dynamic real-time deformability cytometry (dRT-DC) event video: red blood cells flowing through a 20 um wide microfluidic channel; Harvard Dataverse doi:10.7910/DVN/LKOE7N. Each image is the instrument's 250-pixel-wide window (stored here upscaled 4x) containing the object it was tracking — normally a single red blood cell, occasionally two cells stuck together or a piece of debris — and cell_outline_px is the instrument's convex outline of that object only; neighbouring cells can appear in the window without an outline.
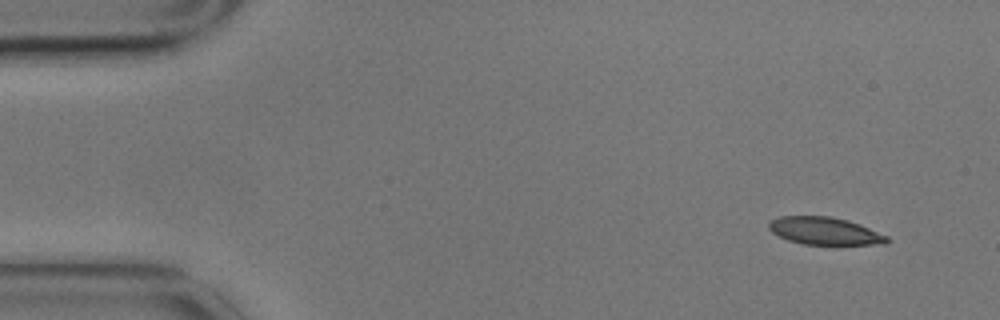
{"species": "common noctule bat (a hibernating species)", "species_latin": "Nyctalus noctula", "temperature_condition": "cold", "stored_images_in_passage": 4, "camera_frame_rate_fps": 3000, "um_per_image_px": 0.085, "animal": {"sex": "male", "body_mass_g": 17.9}, "frame": {"image": 1, "passage_image": 1, "time_ms": 0.0, "image_size_px": [1000, 320], "cell_outline_px": [[892, 240], [888, 244], [804, 244], [788, 240], [772, 232], [768, 228], [768, 220], [780, 216], [832, 216], [848, 220], [860, 224], [888, 236]], "centroid_in_image_um": [70.12, 19.62], "position_along_channel_um": 14.9, "area_um2": 19.07}}
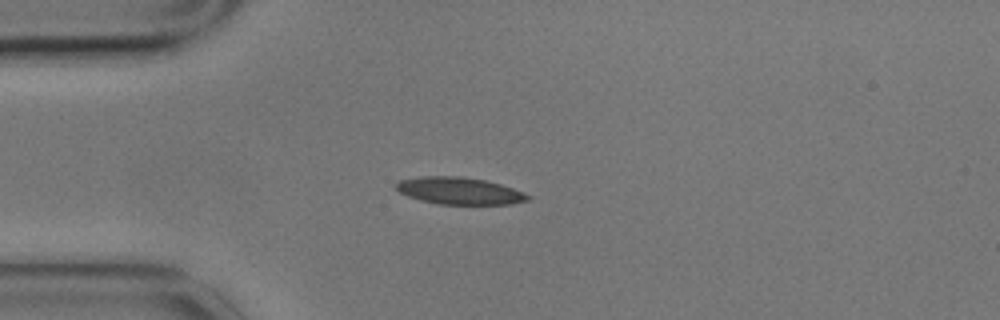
{"frame": {"image": 2, "passage_image": 4, "time_ms": 1.0, "image_size_px": [1000, 320], "cell_outline_px": [[532, 200], [512, 204], [440, 204], [420, 200], [408, 196], [400, 192], [396, 188], [396, 184], [400, 180], [424, 176], [460, 176], [484, 180], [500, 184], [524, 192], [532, 196]], "centroid_in_image_um": [39.11, 16.23], "position_along_channel_um": 45.9, "area_um2": 20.75}}